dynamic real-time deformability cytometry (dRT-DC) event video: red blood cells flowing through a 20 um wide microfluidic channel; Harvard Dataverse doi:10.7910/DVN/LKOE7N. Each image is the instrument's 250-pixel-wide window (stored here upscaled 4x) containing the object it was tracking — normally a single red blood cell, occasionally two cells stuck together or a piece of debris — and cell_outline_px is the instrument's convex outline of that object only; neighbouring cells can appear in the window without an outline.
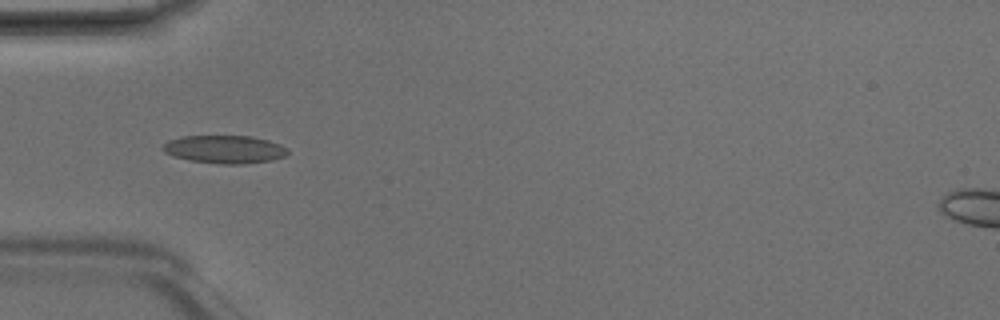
{"species": "Egyptian fruit bat (a non-hibernating species)", "species_latin": "Rousettus aegyptiacus", "temperature_condition": "room temperature", "stored_images_in_passage": 4, "camera_frame_rate_fps": 3000, "um_per_image_px": 0.085, "animal": {"sex": "male"}, "frame": {"image": 1, "passage_image": 4, "time_ms": 1.0, "image_size_px": [1000, 320], "cell_outline_px": [[288, 152], [284, 156], [272, 160], [244, 164], [220, 164], [192, 160], [172, 156], [164, 152], [160, 148], [168, 140], [180, 136], [252, 136], [268, 140], [280, 144], [288, 148]], "centroid_in_image_um": [19.08, 12.69], "position_along_channel_um": 65.9, "area_um2": 20.46}}